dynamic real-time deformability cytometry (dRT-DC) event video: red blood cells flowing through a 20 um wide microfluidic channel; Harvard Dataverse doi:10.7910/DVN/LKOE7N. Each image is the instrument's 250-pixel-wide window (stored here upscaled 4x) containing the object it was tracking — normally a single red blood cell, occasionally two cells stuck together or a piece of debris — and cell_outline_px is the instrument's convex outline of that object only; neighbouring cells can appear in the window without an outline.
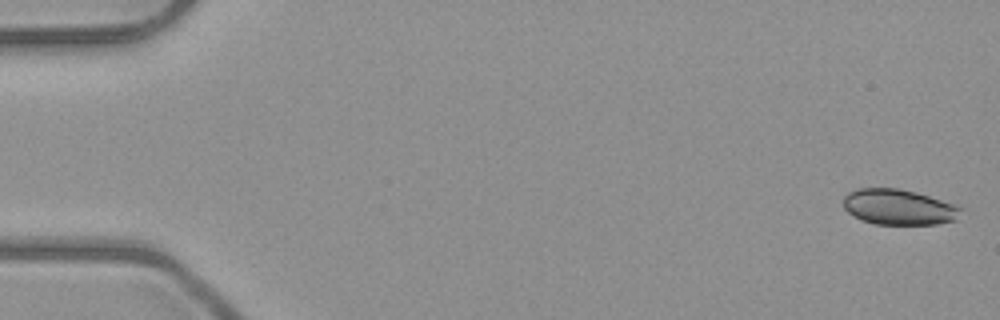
{"species": "common noctule bat (a hibernating species)", "species_latin": "Nyctalus noctula", "temperature_condition": "room temperature", "stored_images_in_passage": 6, "camera_frame_rate_fps": 3000, "um_per_image_px": 0.085, "animal": {"sex": "male", "body_mass_g": 23.1, "forearm_length_mm": 52.7}, "frame": {"image": 1, "passage_image": 1, "time_ms": 0.0, "image_size_px": [1000, 320], "cell_outline_px": [[964, 208], [956, 220], [936, 224], [876, 224], [860, 220], [848, 212], [844, 208], [844, 196], [848, 192], [860, 188], [900, 188], [916, 192]], "centroid_in_image_um": [76.38, 17.6], "position_along_channel_um": 8.6, "area_um2": 24.28}}
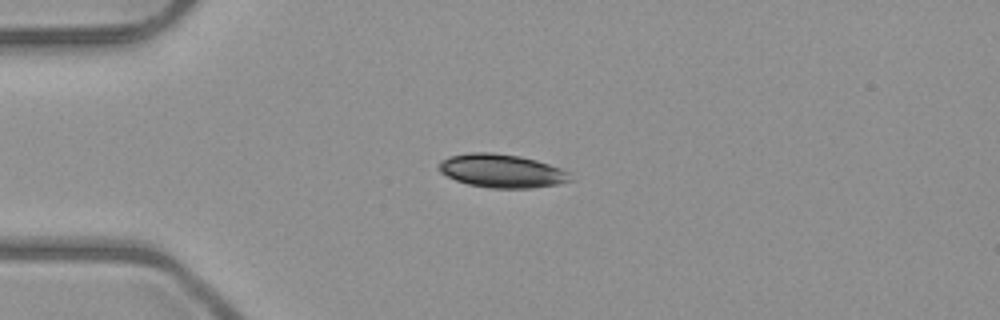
{"frame": {"image": 2, "passage_image": 4, "time_ms": 4.0, "image_size_px": [1000, 320], "cell_outline_px": [[576, 180], [556, 184], [532, 188], [488, 188], [468, 184], [456, 180], [440, 172], [436, 168], [436, 164], [440, 160], [448, 156], [468, 152], [492, 152], [520, 156], [536, 160], [560, 168], [568, 172]], "centroid_in_image_um": [42.61, 14.52], "position_along_channel_um": 42.4, "area_um2": 25.95}}
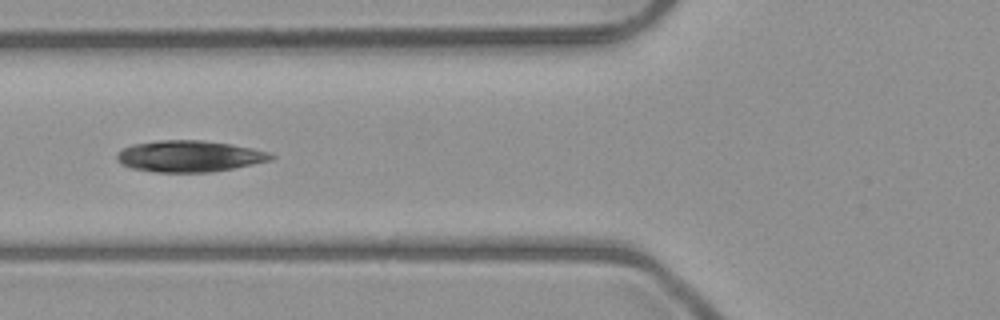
{"frame": {"image": 3, "passage_image": 6, "time_ms": 6.333, "image_size_px": [1000, 320], "cell_outline_px": [[276, 156], [272, 160], [212, 172], [156, 172], [132, 168], [116, 160], [116, 156], [124, 148], [132, 144], [160, 140], [200, 140], [228, 144], [252, 148], [268, 152]], "centroid_in_image_um": [16.1, 13.28], "position_along_channel_um": 109.7, "area_um2": 27.86}}